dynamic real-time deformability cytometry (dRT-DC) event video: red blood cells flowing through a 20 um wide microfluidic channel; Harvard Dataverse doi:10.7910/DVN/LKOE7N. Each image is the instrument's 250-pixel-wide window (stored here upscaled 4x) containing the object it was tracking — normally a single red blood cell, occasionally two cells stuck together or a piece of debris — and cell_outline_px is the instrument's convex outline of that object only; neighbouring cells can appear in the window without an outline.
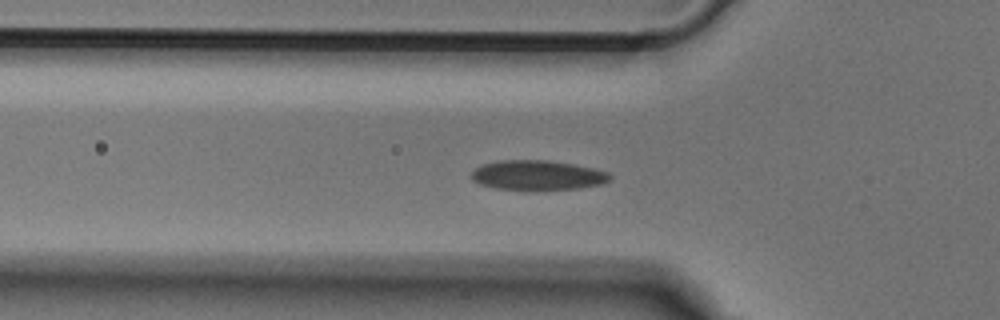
{"species": "Egyptian fruit bat (a non-hibernating species)", "species_latin": "Rousettus aegyptiacus", "temperature_condition": "cold", "stored_images_in_passage": 51, "camera_frame_rate_fps": 3000, "um_per_image_px": 0.085, "animal": {"sex": "male"}, "frame": {"image": 1, "passage_image": 16, "time_ms": 5.0, "image_size_px": [1000, 320], "cell_outline_px": [[612, 176], [608, 180], [600, 184], [580, 188], [536, 192], [528, 192], [496, 188], [480, 184], [472, 180], [472, 172], [476, 168], [484, 164], [500, 160], [544, 160], [572, 164], [596, 168], [608, 172]], "centroid_in_image_um": [45.7, 14.93], "position_along_channel_um": 80.1, "area_um2": 24.57}}
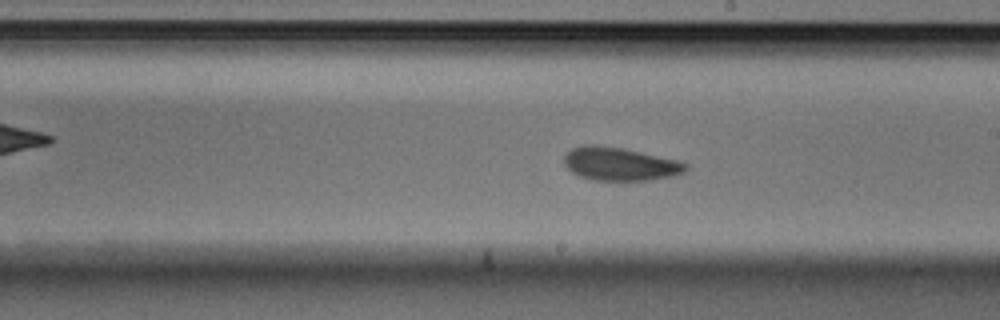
{"frame": {"image": 2, "passage_image": 28, "time_ms": 9.0, "image_size_px": [1000, 320], "cell_outline_px": [[688, 168], [684, 172], [676, 176], [648, 180], [596, 180], [580, 176], [572, 172], [564, 164], [564, 156], [572, 148], [584, 144], [592, 144], [624, 148], [680, 160], [688, 164]], "centroid_in_image_um": [52.74, 13.93], "position_along_channel_um": 236.3, "area_um2": 23.76}}
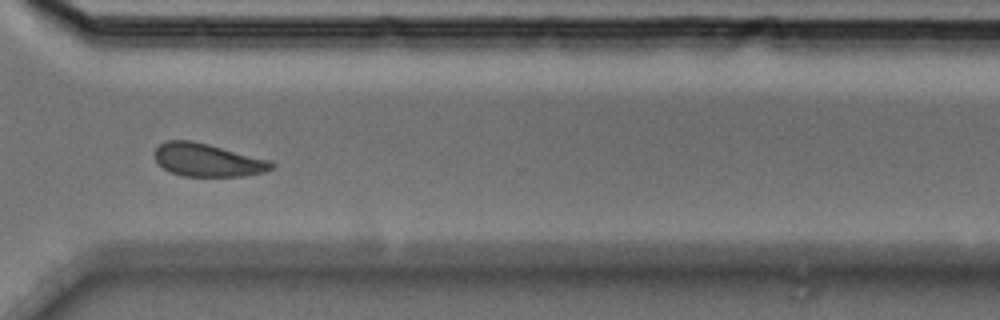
{"frame": {"image": 3, "passage_image": 37, "time_ms": 12.0, "image_size_px": [1000, 320], "cell_outline_px": [[276, 164], [272, 168], [264, 172], [244, 176], [184, 176], [172, 172], [164, 168], [156, 160], [156, 148], [160, 144], [168, 140], [192, 140], [272, 160]], "centroid_in_image_um": [17.7, 13.6], "position_along_channel_um": 352.9, "area_um2": 22.37}}